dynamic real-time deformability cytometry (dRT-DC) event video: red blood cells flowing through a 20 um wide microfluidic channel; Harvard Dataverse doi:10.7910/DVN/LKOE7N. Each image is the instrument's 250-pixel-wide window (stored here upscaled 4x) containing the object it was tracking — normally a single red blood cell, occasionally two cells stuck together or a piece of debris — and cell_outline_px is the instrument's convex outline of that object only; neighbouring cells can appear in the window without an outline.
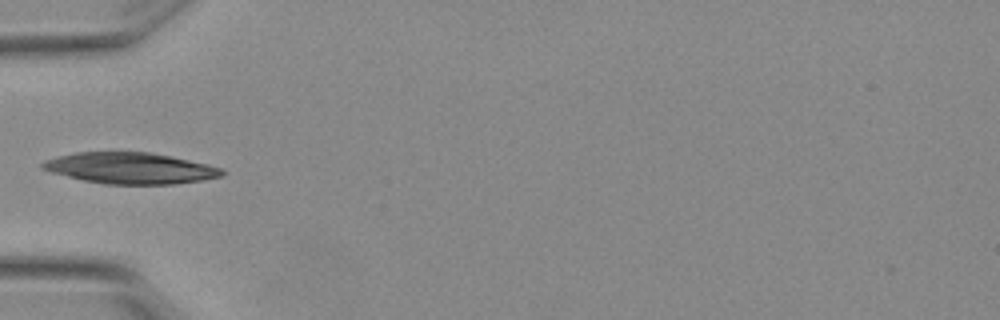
{"species": "Egyptian fruit bat (a non-hibernating species)", "species_latin": "Rousettus aegyptiacus", "temperature_condition": "warm", "stored_images_in_passage": 5, "camera_frame_rate_fps": 3000, "um_per_image_px": 0.085, "animal": {"sex": "female"}, "frame": {"image": 1, "passage_image": 5, "time_ms": 1.333, "image_size_px": [1000, 320], "cell_outline_px": [[224, 172], [220, 176], [200, 180], [176, 184], [104, 184], [84, 180], [52, 172], [40, 168], [40, 164], [44, 160], [56, 156], [76, 152], [148, 152], [208, 164], [220, 168]], "centroid_in_image_um": [11.01, 14.29], "position_along_channel_um": 74.0, "area_um2": 32.25}}